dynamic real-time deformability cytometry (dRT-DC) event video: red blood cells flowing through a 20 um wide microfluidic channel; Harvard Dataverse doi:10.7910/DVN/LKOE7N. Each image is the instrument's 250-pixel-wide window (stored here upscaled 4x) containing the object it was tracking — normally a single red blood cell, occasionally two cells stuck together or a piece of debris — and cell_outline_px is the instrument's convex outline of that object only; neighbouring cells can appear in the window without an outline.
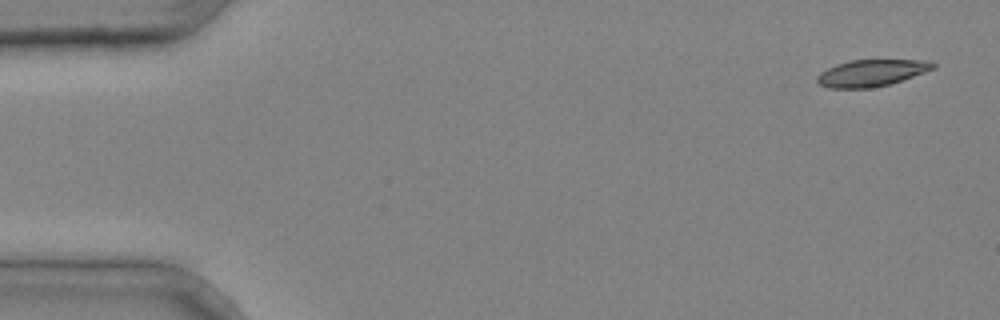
{"species": "common noctule bat (a hibernating species)", "species_latin": "Nyctalus noctula", "temperature_condition": "cold", "stored_images_in_passage": 38, "camera_frame_rate_fps": 3000, "um_per_image_px": 0.085, "animal": {"sex": "male", "body_mass_g": 20.4}, "frame": {"image": 1, "passage_image": 1, "time_ms": 0.0, "image_size_px": [1000, 320], "cell_outline_px": [[936, 68], [888, 84], [872, 88], [828, 88], [820, 84], [816, 80], [816, 76], [820, 72], [836, 64], [848, 60], [928, 60], [936, 64]], "centroid_in_image_um": [74.04, 6.19], "position_along_channel_um": 11.0, "area_um2": 17.98}}
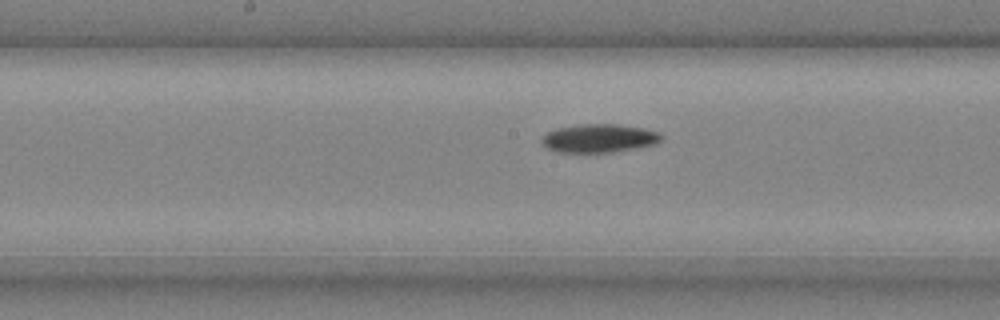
{"frame": {"image": 2, "passage_image": 21, "time_ms": 6.667, "image_size_px": [1000, 320], "cell_outline_px": [[664, 140], [656, 144], [636, 148], [612, 152], [556, 152], [548, 148], [540, 140], [548, 132], [560, 128], [580, 124], [616, 124], [644, 128], [660, 132], [664, 136]], "centroid_in_image_um": [51.0, 11.75], "position_along_channel_um": 197.2, "area_um2": 19.83}}
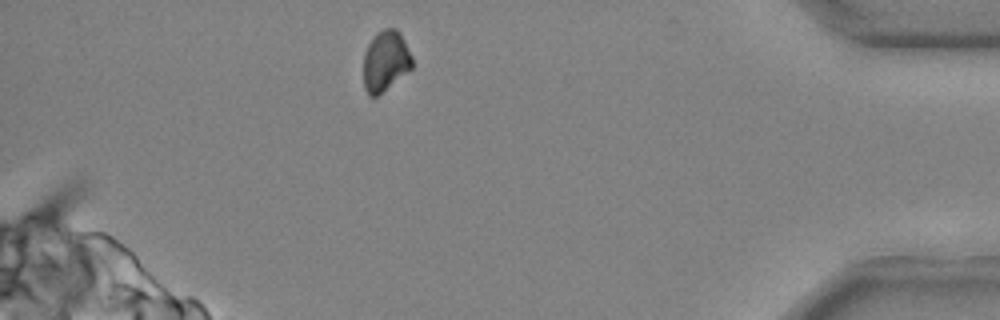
{"frame": {"image": 3, "passage_image": 37, "time_ms": 12.0, "image_size_px": [1000, 320], "cell_outline_px": [[412, 68], [376, 96], [368, 96], [364, 88], [364, 52], [368, 44], [384, 28], [396, 28], [400, 32], [412, 56]], "centroid_in_image_um": [32.77, 5.18], "position_along_channel_um": 402.4, "area_um2": 16.88}}